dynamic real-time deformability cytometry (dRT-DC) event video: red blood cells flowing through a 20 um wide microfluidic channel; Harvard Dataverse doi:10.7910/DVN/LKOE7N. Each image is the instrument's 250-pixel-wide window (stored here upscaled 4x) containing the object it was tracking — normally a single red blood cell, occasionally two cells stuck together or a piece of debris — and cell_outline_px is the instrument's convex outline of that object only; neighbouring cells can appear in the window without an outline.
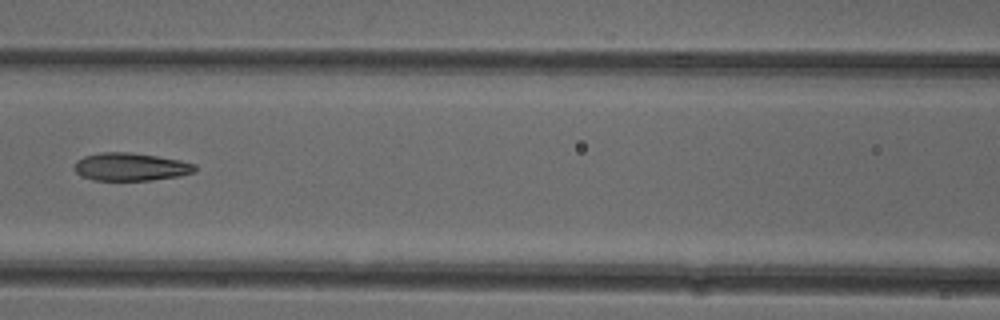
{"species": "common noctule bat (a hibernating species)", "species_latin": "Nyctalus noctula", "temperature_condition": "cold", "stored_images_in_passage": 7, "camera_frame_rate_fps": 3000, "um_per_image_px": 0.085, "animal": {"sex": "female"}, "frame": {"image": 1, "passage_image": 6, "time_ms": 7.0, "image_size_px": [1000, 320], "cell_outline_px": [[196, 172], [180, 176], [152, 180], [92, 180], [80, 176], [72, 168], [76, 160], [84, 156], [100, 152], [132, 152], [180, 160], [196, 164]], "centroid_in_image_um": [11.08, 14.18], "position_along_channel_um": 155.5, "area_um2": 19.88}}
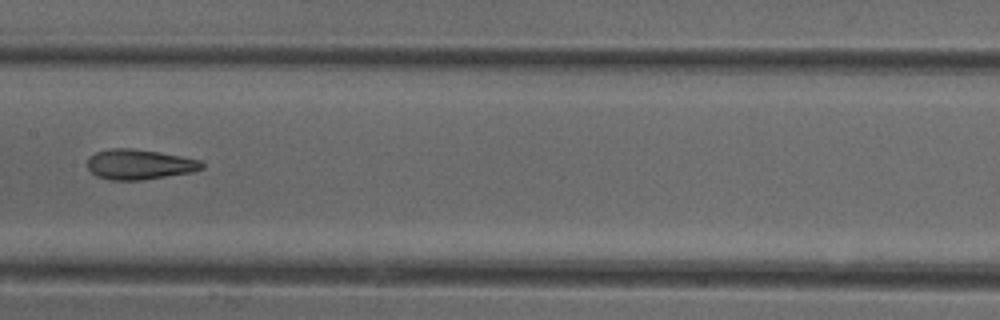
{"frame": {"image": 2, "passage_image": 7, "time_ms": 8.0, "image_size_px": [1000, 320], "cell_outline_px": [[204, 168], [192, 172], [144, 180], [108, 180], [96, 176], [88, 168], [88, 160], [96, 152], [112, 148], [132, 148], [160, 152], [200, 160], [204, 164]], "centroid_in_image_um": [11.86, 13.98], "position_along_channel_um": 195.5, "area_um2": 20.11}}